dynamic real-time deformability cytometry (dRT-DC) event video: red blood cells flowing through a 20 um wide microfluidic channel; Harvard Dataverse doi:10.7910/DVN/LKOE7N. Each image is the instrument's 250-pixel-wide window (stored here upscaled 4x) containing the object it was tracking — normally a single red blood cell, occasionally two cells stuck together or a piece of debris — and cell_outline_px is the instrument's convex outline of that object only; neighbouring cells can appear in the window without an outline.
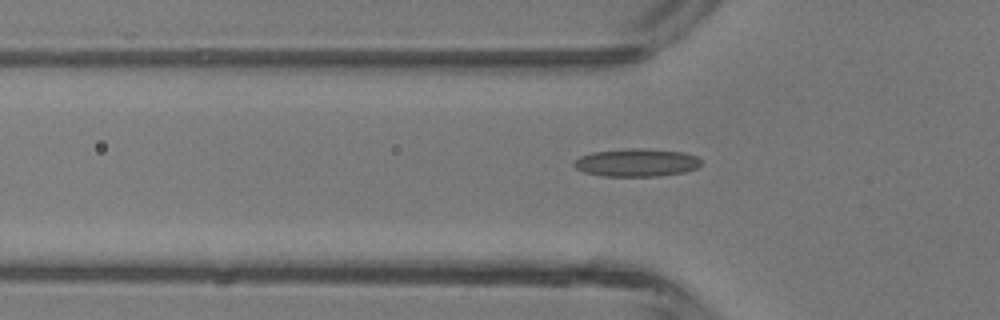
{"species": "common noctule bat (a hibernating species)", "species_latin": "Nyctalus noctula", "temperature_condition": "room temperature", "stored_images_in_passage": 2, "camera_frame_rate_fps": 3000, "um_per_image_px": 0.085, "animal": {"sex": "male", "body_mass_g": 13.3}, "frame": {"image": 1, "passage_image": 2, "time_ms": 0.333, "image_size_px": [1000, 320], "cell_outline_px": [[700, 164], [696, 168], [684, 172], [660, 176], [604, 176], [584, 172], [576, 168], [572, 164], [580, 156], [592, 152], [624, 148], [648, 148], [684, 152], [696, 156], [700, 160]], "centroid_in_image_um": [54.1, 13.81], "position_along_channel_um": 71.7, "area_um2": 20.81}}